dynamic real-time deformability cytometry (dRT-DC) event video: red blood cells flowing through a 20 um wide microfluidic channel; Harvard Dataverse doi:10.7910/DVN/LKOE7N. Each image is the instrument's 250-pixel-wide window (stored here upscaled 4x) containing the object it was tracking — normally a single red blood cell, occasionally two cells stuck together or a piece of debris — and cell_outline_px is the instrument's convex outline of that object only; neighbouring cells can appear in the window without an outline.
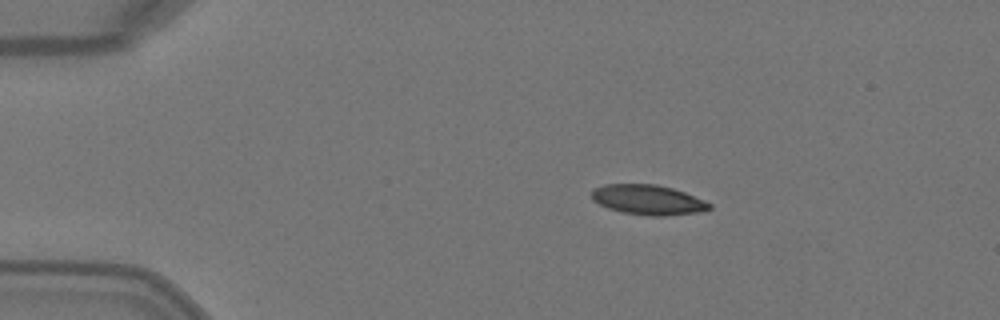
{"species": "Egyptian fruit bat (a non-hibernating species)", "species_latin": "Rousettus aegyptiacus", "temperature_condition": "warm", "stored_images_in_passage": 3, "camera_frame_rate_fps": 3000, "um_per_image_px": 0.085, "animal": {"sex": "female"}, "frame": {"image": 1, "passage_image": 1, "time_ms": 0.0, "image_size_px": [1000, 320], "cell_outline_px": [[712, 208], [704, 212], [664, 216], [648, 216], [624, 212], [608, 208], [592, 200], [592, 188], [604, 184], [656, 184], [672, 188], [684, 192], [704, 200], [712, 204]], "centroid_in_image_um": [55.1, 16.98], "position_along_channel_um": 29.9, "area_um2": 20.69}}
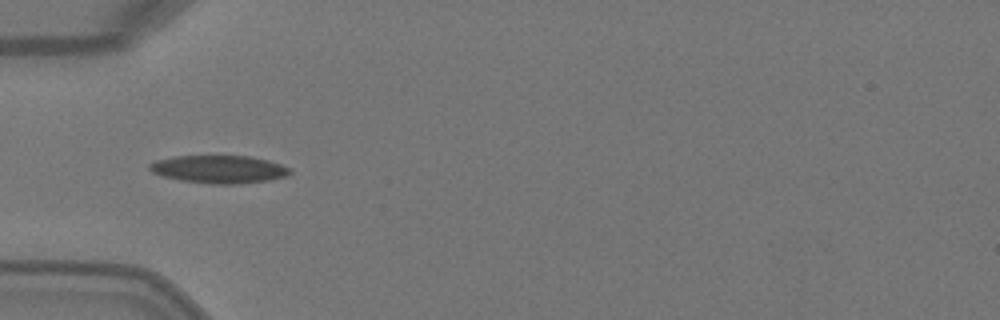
{"frame": {"image": 2, "passage_image": 3, "time_ms": 0.667, "image_size_px": [1000, 320], "cell_outline_px": [[292, 172], [288, 176], [272, 180], [240, 184], [212, 184], [180, 180], [160, 176], [152, 172], [148, 168], [148, 164], [156, 160], [172, 156], [252, 156], [268, 160], [292, 168]], "centroid_in_image_um": [18.64, 14.39], "position_along_channel_um": 66.4, "area_um2": 23.18}}